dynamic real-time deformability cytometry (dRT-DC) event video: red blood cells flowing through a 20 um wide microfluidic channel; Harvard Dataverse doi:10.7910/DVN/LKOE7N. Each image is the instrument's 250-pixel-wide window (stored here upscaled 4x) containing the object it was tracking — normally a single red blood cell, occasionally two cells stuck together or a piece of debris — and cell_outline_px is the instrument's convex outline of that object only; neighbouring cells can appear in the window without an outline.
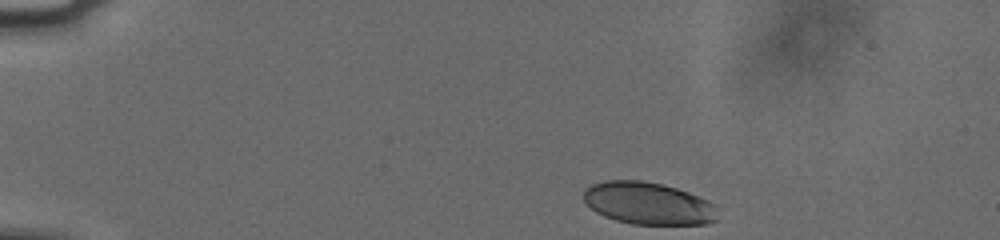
{"species": "human", "species_latin": "Homo sapiens", "temperature_condition": "cold", "stored_images_in_passage": 38, "camera_frame_rate_fps": 3000, "um_per_image_px": 0.085, "donor": {"sex": "male"}, "frame": {"image": 1, "passage_image": 1, "time_ms": 0.0, "image_size_px": [1000, 240], "cell_outline_px": [[716, 220], [708, 224], [632, 224], [616, 220], [604, 216], [596, 212], [584, 200], [584, 188], [592, 184], [604, 180], [640, 180], [664, 184], [688, 192], [708, 200], [716, 204]], "centroid_in_image_um": [55.1, 17.28], "position_along_channel_um": 29.9, "area_um2": 33.12}}
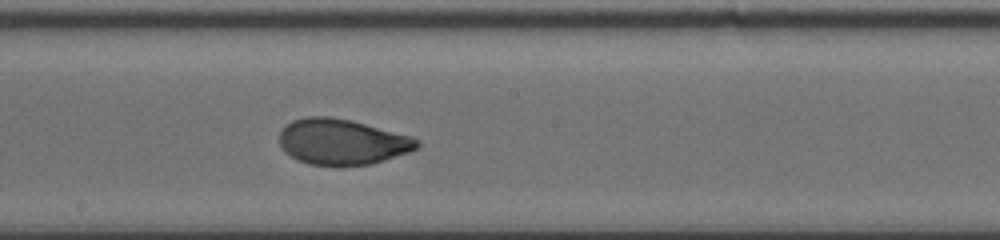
{"frame": {"image": 2, "passage_image": 23, "time_ms": 7.333, "image_size_px": [1000, 240], "cell_outline_px": [[420, 144], [416, 148], [408, 152], [372, 164], [308, 164], [284, 152], [280, 144], [280, 132], [292, 120], [304, 116], [328, 116], [348, 120], [412, 136], [420, 140]], "centroid_in_image_um": [29.07, 12.03], "position_along_channel_um": 219.1, "area_um2": 36.01}}
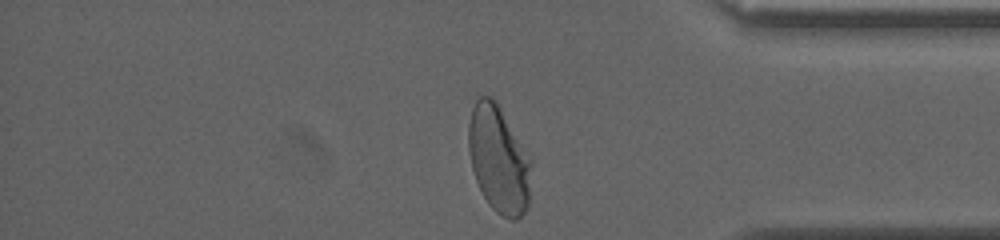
{"frame": {"image": 3, "passage_image": 38, "time_ms": 12.333, "image_size_px": [1000, 240], "cell_outline_px": [[532, 164], [528, 208], [516, 220], [512, 220], [500, 216], [488, 204], [476, 180], [472, 168], [468, 148], [468, 124], [472, 108], [476, 100], [480, 96], [492, 96], [496, 100], [532, 160]], "centroid_in_image_um": [42.4, 13.55], "position_along_channel_um": 392.8, "area_um2": 39.48}, "authors_computed_cell_mechanics": {"area_um2": 36.4429, "velocity_mm_per_s": 3.7672, "shape_relaxation_time_tau1_ms": 4.0873, "shape_relaxation_time_tau2_ms": null, "deformation_change_tau1": 0.1648, "deformation_change_tau2": null}}